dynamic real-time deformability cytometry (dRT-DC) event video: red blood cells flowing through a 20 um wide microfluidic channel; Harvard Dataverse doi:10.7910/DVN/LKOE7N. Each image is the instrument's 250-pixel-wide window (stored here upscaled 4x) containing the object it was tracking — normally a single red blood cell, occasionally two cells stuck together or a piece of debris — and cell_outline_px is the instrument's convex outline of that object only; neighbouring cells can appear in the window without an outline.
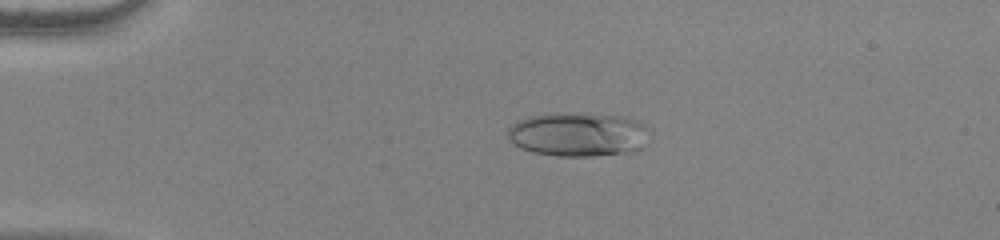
{"species": "human", "species_latin": "Homo sapiens", "temperature_condition": "warm", "stored_images_in_passage": 43, "camera_frame_rate_fps": 3000, "um_per_image_px": 0.085, "donor": {"sex": "female"}, "frame": {"image": 1, "passage_image": 2, "time_ms": 0.333, "image_size_px": [1000, 240], "cell_outline_px": [[648, 128], [640, 148], [620, 152], [592, 156], [556, 156], [532, 152], [520, 148], [508, 136], [508, 128], [516, 120], [528, 116], [616, 116], [640, 120]], "centroid_in_image_um": [49.09, 11.46], "position_along_channel_um": 35.9, "area_um2": 34.62}}
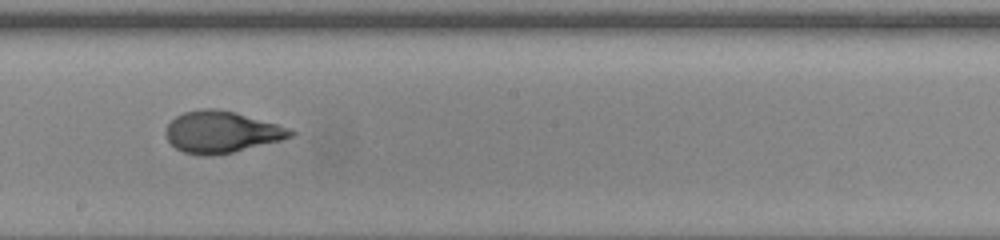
{"frame": {"image": 2, "passage_image": 21, "time_ms": 6.667, "image_size_px": [1000, 240], "cell_outline_px": [[296, 132], [292, 136], [280, 140], [232, 152], [212, 156], [204, 156], [184, 152], [176, 148], [168, 140], [164, 132], [168, 124], [176, 116], [184, 112], [204, 108], [216, 108], [236, 112], [276, 124], [288, 128]], "centroid_in_image_um": [18.79, 11.21], "position_along_channel_um": 229.4, "area_um2": 30.0}}
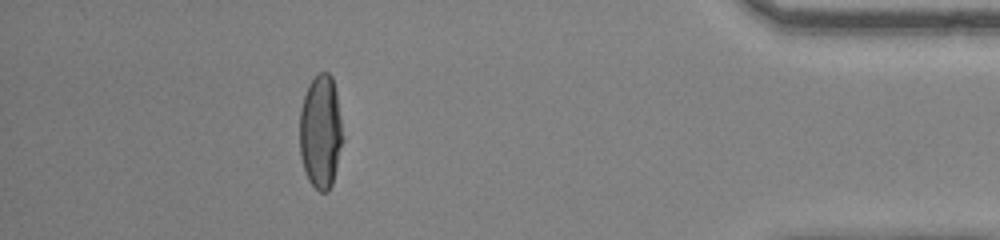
{"frame": {"image": 3, "passage_image": 38, "time_ms": 12.333, "image_size_px": [1000, 240], "cell_outline_px": [[340, 144], [336, 168], [332, 184], [328, 192], [320, 192], [308, 180], [300, 156], [300, 108], [308, 84], [320, 72], [328, 72], [332, 76], [336, 92], [340, 120]], "centroid_in_image_um": [27.21, 11.19], "position_along_channel_um": 408.0, "area_um2": 27.86}, "authors_computed_cell_mechanics": {"area_um2": 29.8826, "velocity_mm_per_s": 3.9016, "shape_relaxation_time_tau1_ms": 7.7599, "shape_relaxation_time_tau2_ms": 0.6928, "deformation_change_tau1": 0.2778, "deformation_change_tau2": 0.0631}}